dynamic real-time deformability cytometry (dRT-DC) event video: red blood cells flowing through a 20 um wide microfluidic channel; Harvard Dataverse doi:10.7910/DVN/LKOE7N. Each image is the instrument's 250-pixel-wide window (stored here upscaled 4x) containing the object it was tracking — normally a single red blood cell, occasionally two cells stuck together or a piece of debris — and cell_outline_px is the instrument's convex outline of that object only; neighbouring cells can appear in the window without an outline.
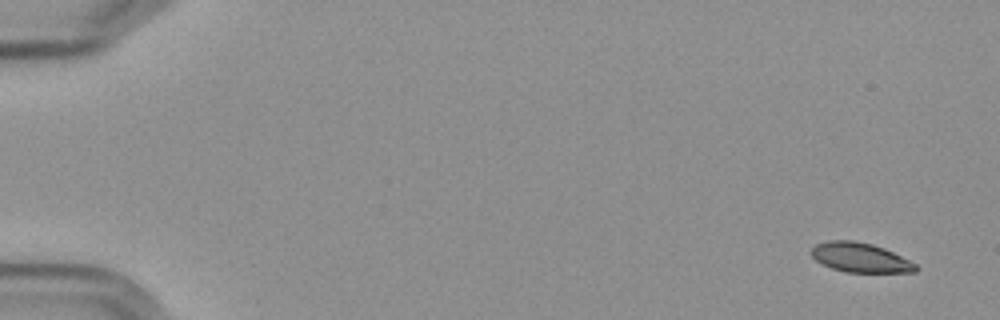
{"species": "Egyptian fruit bat (a non-hibernating species)", "species_latin": "Rousettus aegyptiacus", "temperature_condition": "cold", "stored_images_in_passage": 5, "camera_frame_rate_fps": 3000, "um_per_image_px": 0.085, "frame": {"image": 1, "passage_image": 1, "time_ms": 0.0, "image_size_px": [1000, 320], "cell_outline_px": [[920, 268], [916, 272], [848, 272], [832, 268], [816, 260], [808, 252], [816, 244], [828, 240], [852, 240], [872, 244], [884, 248], [916, 264]], "centroid_in_image_um": [73.11, 21.88], "position_along_channel_um": 11.9, "area_um2": 17.86}}
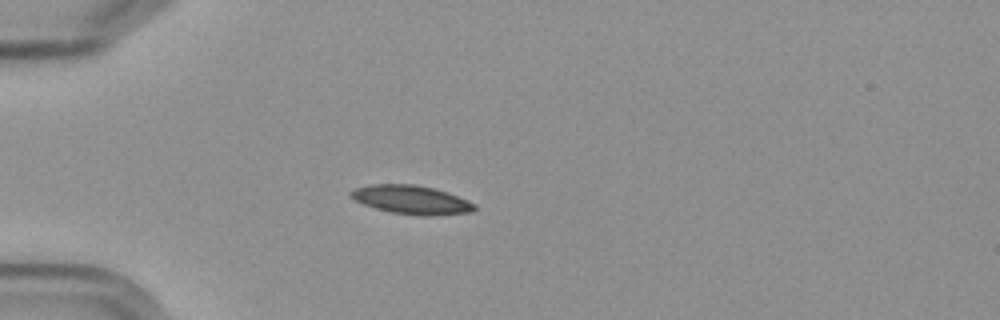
{"frame": {"image": 2, "passage_image": 5, "time_ms": 4.667, "image_size_px": [1000, 320], "cell_outline_px": [[476, 208], [472, 212], [428, 216], [424, 216], [392, 212], [376, 208], [364, 204], [356, 200], [352, 196], [352, 192], [356, 188], [372, 184], [416, 184], [448, 192], [468, 200], [476, 204]], "centroid_in_image_um": [35.04, 16.98], "position_along_channel_um": 50.0, "area_um2": 20.4}}